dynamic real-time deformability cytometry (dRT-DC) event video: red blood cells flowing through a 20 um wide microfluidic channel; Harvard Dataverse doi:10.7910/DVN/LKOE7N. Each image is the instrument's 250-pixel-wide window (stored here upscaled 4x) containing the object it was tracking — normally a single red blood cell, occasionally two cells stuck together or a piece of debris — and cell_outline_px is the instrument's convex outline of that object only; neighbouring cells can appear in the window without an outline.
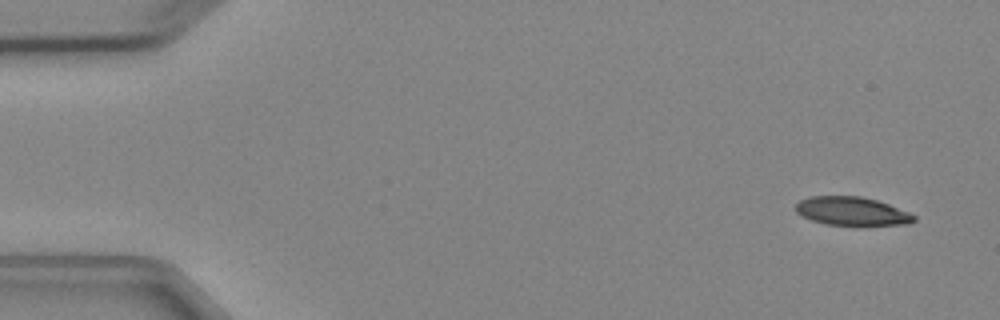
{"species": "Egyptian fruit bat (a non-hibernating species)", "species_latin": "Rousettus aegyptiacus", "temperature_condition": "cold", "stored_images_in_passage": 5, "camera_frame_rate_fps": 3000, "um_per_image_px": 0.085, "animal": {"sex": "female"}, "frame": {"image": 1, "passage_image": 1, "time_ms": 0.0, "image_size_px": [1000, 320], "cell_outline_px": [[916, 220], [908, 224], [828, 224], [812, 220], [796, 212], [796, 204], [800, 200], [812, 196], [860, 196], [876, 200], [888, 204], [908, 212], [916, 216]], "centroid_in_image_um": [72.41, 17.93], "position_along_channel_um": 12.6, "area_um2": 19.13}}
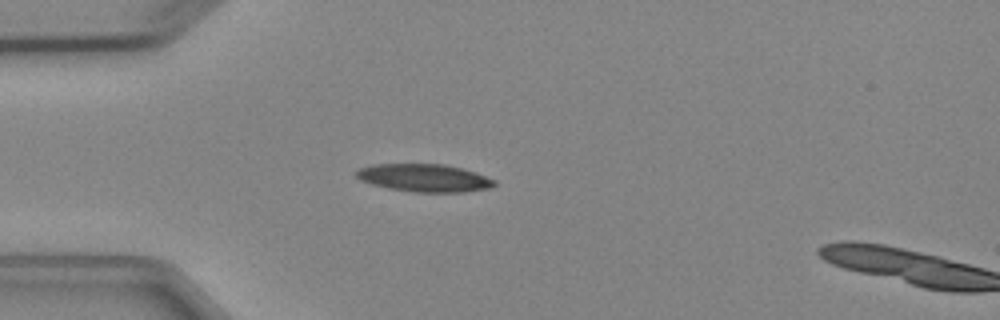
{"frame": {"image": 2, "passage_image": 4, "time_ms": 3.667, "image_size_px": [1000, 320], "cell_outline_px": [[496, 184], [492, 188], [464, 192], [416, 192], [388, 188], [372, 184], [360, 180], [356, 176], [356, 172], [360, 168], [372, 164], [444, 164], [476, 172], [496, 180]], "centroid_in_image_um": [36.09, 15.12], "position_along_channel_um": 48.9, "area_um2": 22.37}}